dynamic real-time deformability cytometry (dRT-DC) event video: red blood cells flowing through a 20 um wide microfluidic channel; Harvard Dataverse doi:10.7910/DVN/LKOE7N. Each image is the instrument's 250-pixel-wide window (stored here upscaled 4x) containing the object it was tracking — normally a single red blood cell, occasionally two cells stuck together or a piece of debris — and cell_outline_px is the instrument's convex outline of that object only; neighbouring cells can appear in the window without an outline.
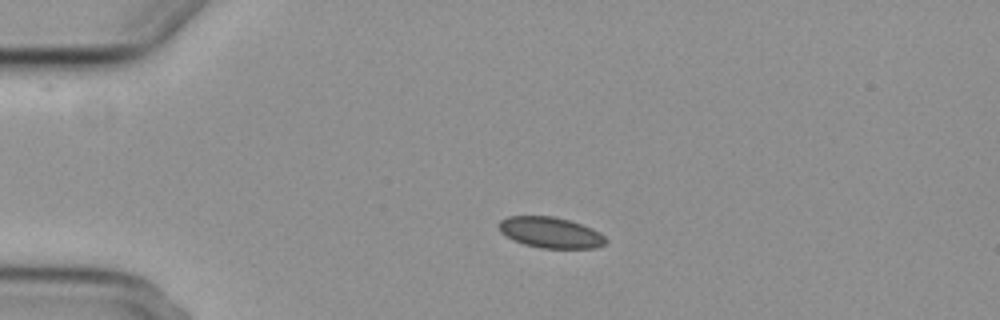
{"species": "common noctule bat (a hibernating species)", "species_latin": "Nyctalus noctula", "temperature_condition": "cold", "stored_images_in_passage": 4, "camera_frame_rate_fps": 3000, "um_per_image_px": 0.085, "animal": {"sex": "female", "body_mass_g": 29.2, "forearm_length_mm": 56.3}, "frame": {"image": 1, "passage_image": 3, "time_ms": 2.333, "image_size_px": [1000, 320], "cell_outline_px": [[608, 240], [604, 244], [596, 248], [540, 248], [524, 244], [512, 240], [500, 232], [496, 224], [500, 220], [508, 216], [552, 216], [568, 220], [592, 228], [600, 232]], "centroid_in_image_um": [46.76, 19.76], "position_along_channel_um": 38.2, "area_um2": 19.36}}